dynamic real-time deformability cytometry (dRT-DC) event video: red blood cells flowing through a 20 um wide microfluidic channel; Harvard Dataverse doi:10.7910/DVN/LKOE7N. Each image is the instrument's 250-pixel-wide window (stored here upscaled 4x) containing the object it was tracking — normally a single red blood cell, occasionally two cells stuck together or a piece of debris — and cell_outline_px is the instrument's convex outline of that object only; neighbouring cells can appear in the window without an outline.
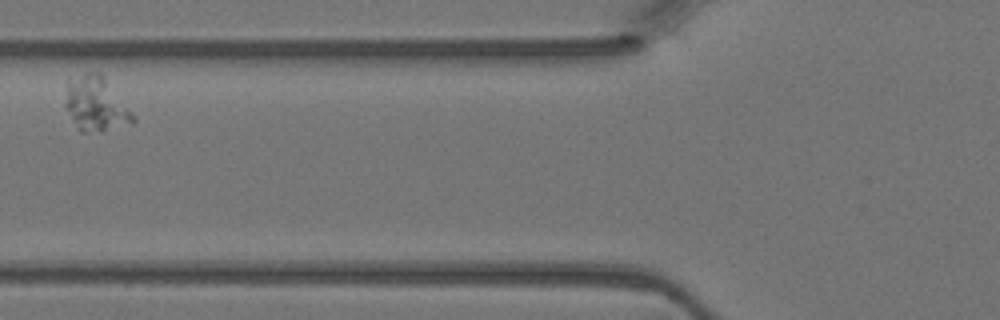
{"species": "Egyptian fruit bat (a non-hibernating species)", "species_latin": "Rousettus aegyptiacus", "temperature_condition": "warm", "stored_images_in_passage": 2, "camera_frame_rate_fps": 3000, "um_per_image_px": 0.085, "animal": {"sex": "female"}, "frame": {"image": 1, "passage_image": 2, "time_ms": 0.333, "image_size_px": [1000, 320], "cell_outline_px": [[136, 120], [132, 124], [100, 132], [84, 132], [76, 128], [64, 108], [64, 104], [68, 80], [88, 72], [100, 72], [104, 76], [136, 116]], "centroid_in_image_um": [8.15, 8.87], "position_along_channel_um": 117.7, "area_um2": 21.91}}